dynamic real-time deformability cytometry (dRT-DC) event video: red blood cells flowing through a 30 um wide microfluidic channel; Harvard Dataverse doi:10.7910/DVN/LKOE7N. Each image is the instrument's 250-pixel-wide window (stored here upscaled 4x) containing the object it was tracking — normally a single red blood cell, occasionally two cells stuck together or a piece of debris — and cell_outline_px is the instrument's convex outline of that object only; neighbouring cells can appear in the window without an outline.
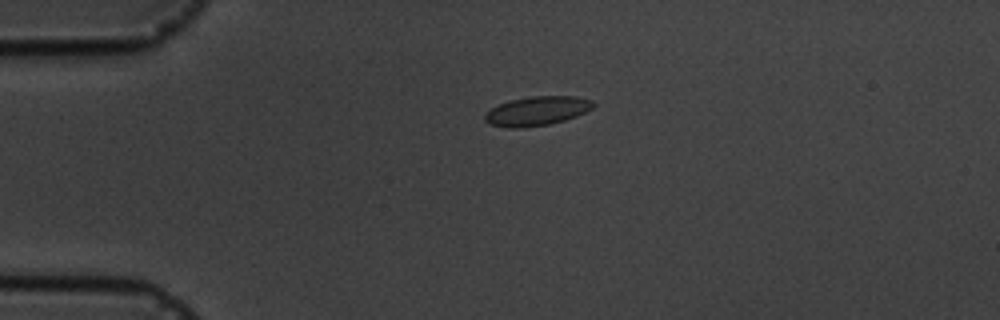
{"species": "common noctule bat (a hibernating species)", "species_latin": "Nyctalus noctula", "temperature_condition": "cold", "stored_images_in_passage": 3, "camera_frame_rate_fps": 3000, "um_per_image_px": 0.085, "animal": {"sex": "male", "body_mass_g": 19.5, "forearm_length_mm": 54.6}, "frame": {"image": 1, "passage_image": 1, "time_ms": 0.0, "image_size_px": [1000, 320], "cell_outline_px": [[596, 104], [592, 108], [576, 116], [564, 120], [548, 124], [524, 128], [508, 128], [488, 124], [484, 120], [484, 112], [508, 100], [528, 96], [576, 96], [592, 100]], "centroid_in_image_um": [45.6, 9.43], "position_along_channel_um": 39.4, "area_um2": 18.61}}
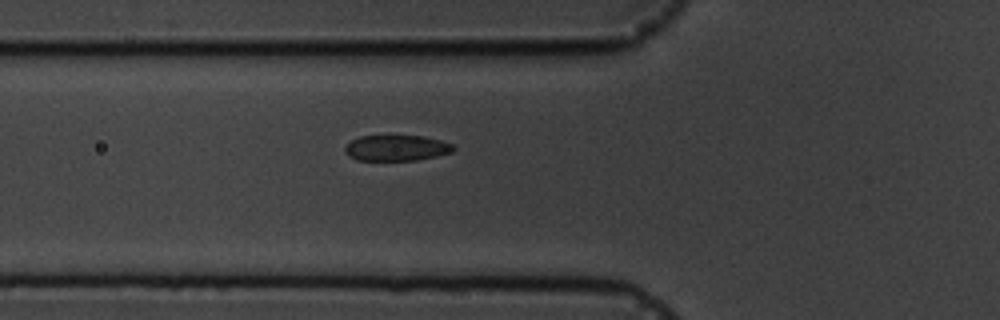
{"frame": {"image": 2, "passage_image": 3, "time_ms": 2.333, "image_size_px": [1000, 320], "cell_outline_px": [[456, 148], [452, 152], [436, 156], [416, 160], [356, 160], [348, 156], [344, 152], [344, 148], [352, 140], [360, 136], [424, 136], [440, 140], [452, 144]], "centroid_in_image_um": [33.69, 12.58], "position_along_channel_um": 92.1, "area_um2": 16.24}}